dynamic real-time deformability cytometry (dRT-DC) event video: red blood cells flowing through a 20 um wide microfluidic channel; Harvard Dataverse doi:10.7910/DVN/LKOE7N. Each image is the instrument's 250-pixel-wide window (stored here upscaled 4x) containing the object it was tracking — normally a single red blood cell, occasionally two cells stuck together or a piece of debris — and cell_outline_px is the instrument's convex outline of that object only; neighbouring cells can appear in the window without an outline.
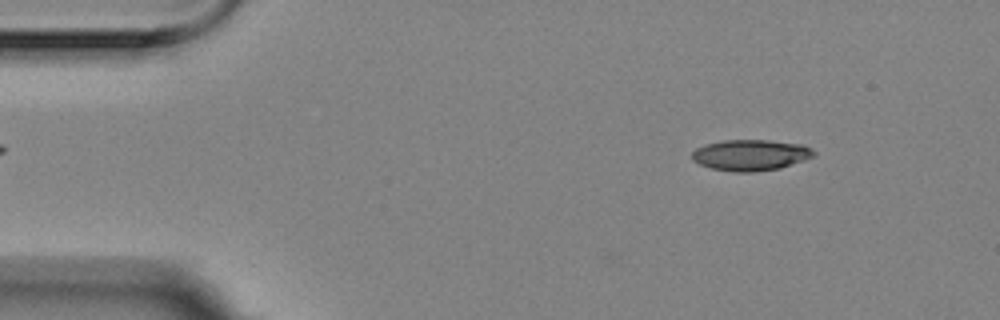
{"species": "Egyptian fruit bat (a non-hibernating species)", "species_latin": "Rousettus aegyptiacus", "temperature_condition": "room temperature", "stored_images_in_passage": 4, "camera_frame_rate_fps": 3000, "um_per_image_px": 0.085, "animal": {"sex": "female"}, "frame": {"image": 1, "passage_image": 2, "time_ms": 0.333, "image_size_px": [1000, 320], "cell_outline_px": [[816, 156], [780, 168], [752, 172], [736, 172], [712, 168], [700, 164], [692, 160], [692, 152], [696, 148], [704, 144], [720, 140], [768, 140], [804, 144], [812, 148], [816, 152]], "centroid_in_image_um": [63.82, 13.16], "position_along_channel_um": 21.2, "area_um2": 22.2}}
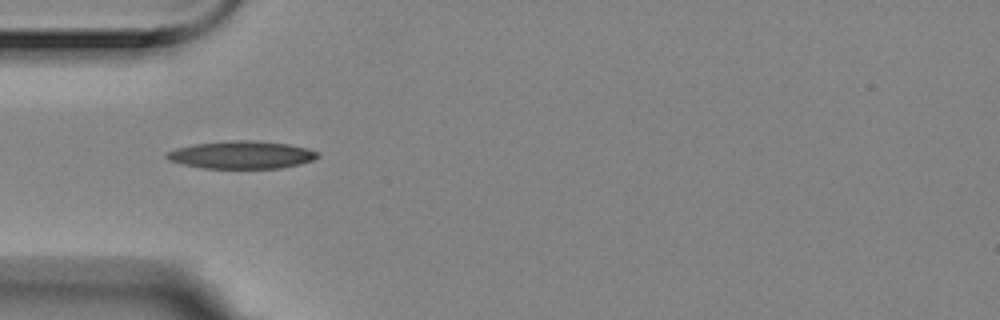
{"frame": {"image": 2, "passage_image": 4, "time_ms": 1.0, "image_size_px": [1000, 320], "cell_outline_px": [[320, 156], [312, 160], [300, 164], [280, 168], [204, 168], [184, 164], [168, 160], [164, 156], [168, 152], [176, 148], [192, 144], [232, 140], [252, 140], [288, 144], [308, 148], [320, 152]], "centroid_in_image_um": [20.55, 13.15], "position_along_channel_um": 64.4, "area_um2": 24.39}}